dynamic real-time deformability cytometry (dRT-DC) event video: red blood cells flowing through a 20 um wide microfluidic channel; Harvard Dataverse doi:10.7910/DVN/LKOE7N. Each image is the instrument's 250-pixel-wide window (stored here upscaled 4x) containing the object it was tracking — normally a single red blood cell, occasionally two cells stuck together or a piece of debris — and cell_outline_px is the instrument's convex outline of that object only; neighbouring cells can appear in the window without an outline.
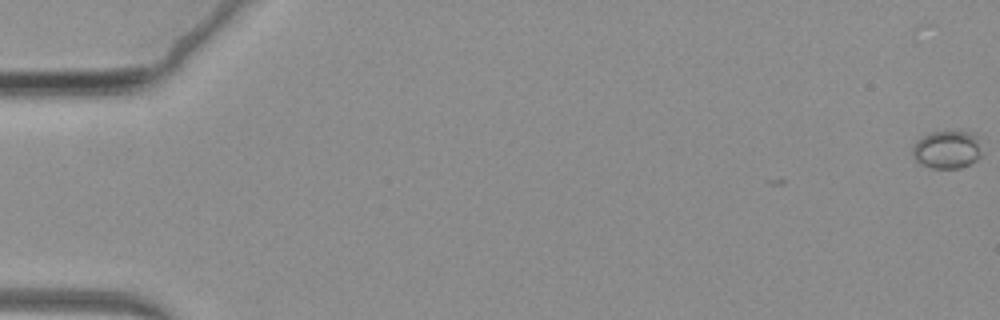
{"species": "common noctule bat (a hibernating species)", "species_latin": "Nyctalus noctula", "temperature_condition": "warm", "stored_images_in_passage": 4, "camera_frame_rate_fps": 3000, "um_per_image_px": 0.085, "animal": {"sex": "female", "body_mass_g": 19.3, "forearm_length_mm": 54.1}, "frame": {"image": 1, "passage_image": 1, "time_ms": 0.0, "image_size_px": [1000, 320], "cell_outline_px": [[980, 156], [976, 160], [960, 168], [932, 168], [920, 164], [912, 156], [912, 144], [916, 140], [932, 132], [976, 132], [980, 136]], "centroid_in_image_um": [80.5, 12.7], "position_along_channel_um": 4.5, "area_um2": 15.49}}